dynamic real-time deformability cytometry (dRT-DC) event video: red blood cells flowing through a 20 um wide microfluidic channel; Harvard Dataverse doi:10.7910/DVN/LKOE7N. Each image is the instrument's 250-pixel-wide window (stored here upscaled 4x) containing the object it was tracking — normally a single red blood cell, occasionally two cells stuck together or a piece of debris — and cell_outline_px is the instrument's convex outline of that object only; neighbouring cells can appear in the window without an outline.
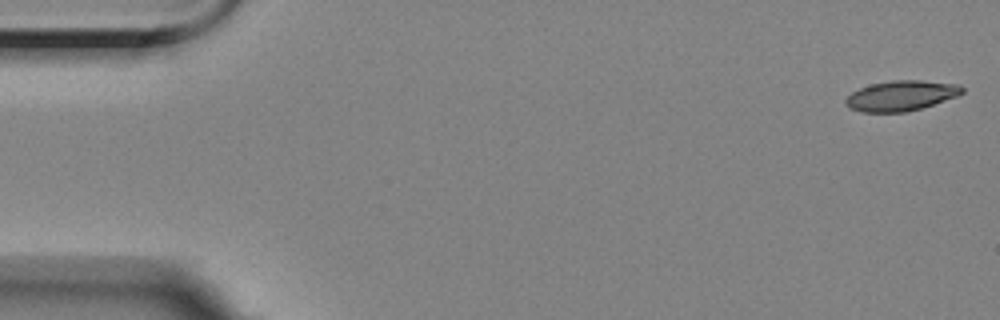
{"species": "Egyptian fruit bat (a non-hibernating species)", "species_latin": "Rousettus aegyptiacus", "temperature_condition": "room temperature", "stored_images_in_passage": 5, "camera_frame_rate_fps": 3000, "um_per_image_px": 0.085, "animal": {"sex": "female"}, "frame": {"image": 1, "passage_image": 1, "time_ms": 0.0, "image_size_px": [1000, 320], "cell_outline_px": [[964, 92], [956, 96], [920, 108], [904, 112], [860, 112], [848, 108], [844, 104], [844, 100], [852, 92], [860, 88], [872, 84], [892, 80], [920, 80], [960, 84], [964, 88]], "centroid_in_image_um": [76.56, 8.13], "position_along_channel_um": 8.4, "area_um2": 20.46}}